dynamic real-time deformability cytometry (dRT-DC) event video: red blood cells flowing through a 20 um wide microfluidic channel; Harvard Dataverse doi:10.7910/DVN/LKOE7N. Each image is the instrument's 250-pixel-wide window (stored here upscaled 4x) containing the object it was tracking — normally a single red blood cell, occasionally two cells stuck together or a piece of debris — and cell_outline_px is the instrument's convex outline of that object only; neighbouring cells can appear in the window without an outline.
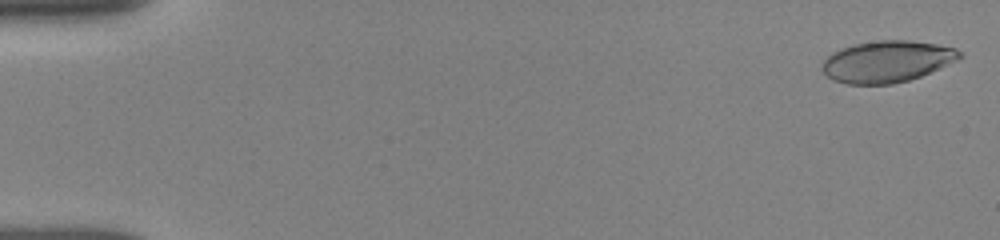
{"species": "human", "species_latin": "Homo sapiens", "temperature_condition": "room temperature", "stored_images_in_passage": 52, "camera_frame_rate_fps": 3000, "um_per_image_px": 0.085, "donor": {"sex": "female"}, "frame": {"image": 1, "passage_image": 1, "time_ms": 0.0, "image_size_px": [1000, 240], "cell_outline_px": [[964, 56], [940, 68], [920, 76], [908, 80], [892, 84], [848, 84], [832, 80], [824, 72], [820, 64], [832, 52], [840, 48], [852, 44], [880, 40], [912, 40], [936, 44], [956, 48], [964, 52]], "centroid_in_image_um": [75.4, 5.22], "position_along_channel_um": 9.6, "area_um2": 33.47}}
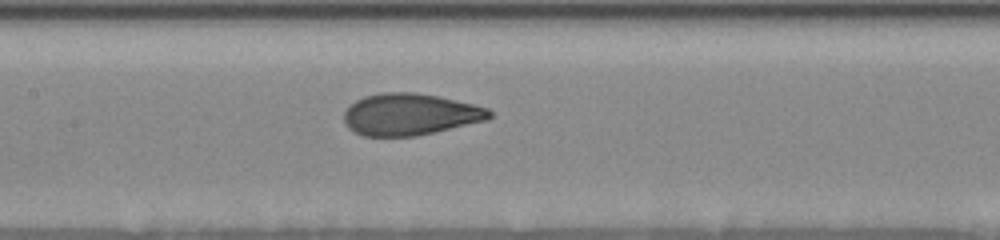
{"frame": {"image": 2, "passage_image": 29, "time_ms": 8.0, "image_size_px": [1000, 240], "cell_outline_px": [[492, 116], [488, 120], [416, 136], [364, 136], [348, 128], [344, 124], [344, 112], [356, 100], [364, 96], [380, 92], [416, 92], [436, 96], [472, 104], [488, 108], [492, 112]], "centroid_in_image_um": [34.84, 9.72], "position_along_channel_um": 172.6, "area_um2": 35.32}}
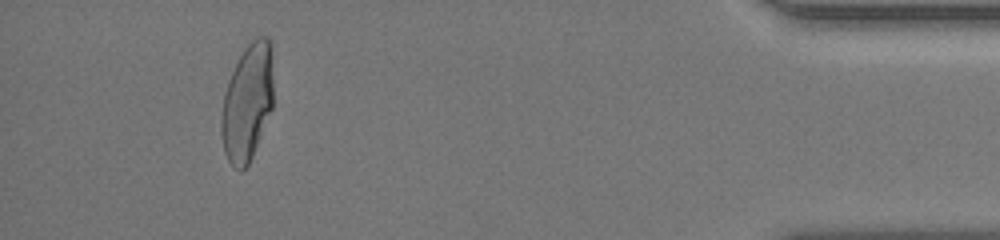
{"frame": {"image": 3, "passage_image": 50, "time_ms": 15.667, "image_size_px": [1000, 240], "cell_outline_px": [[272, 108], [252, 156], [248, 164], [240, 172], [232, 168], [224, 152], [220, 132], [220, 116], [224, 92], [228, 80], [244, 48], [256, 36], [268, 36], [272, 40]], "centroid_in_image_um": [21.01, 8.7], "position_along_channel_um": 414.2, "area_um2": 35.84}, "authors_computed_cell_mechanics": {"area_um2": 35.2869, "velocity_mm_per_s": 3.8858, "shape_relaxation_time_tau1_ms": 4.1742, "shape_relaxation_time_tau2_ms": 0.7973, "deformation_change_tau1": 0.1904, "deformation_change_tau2": 0.0615}}